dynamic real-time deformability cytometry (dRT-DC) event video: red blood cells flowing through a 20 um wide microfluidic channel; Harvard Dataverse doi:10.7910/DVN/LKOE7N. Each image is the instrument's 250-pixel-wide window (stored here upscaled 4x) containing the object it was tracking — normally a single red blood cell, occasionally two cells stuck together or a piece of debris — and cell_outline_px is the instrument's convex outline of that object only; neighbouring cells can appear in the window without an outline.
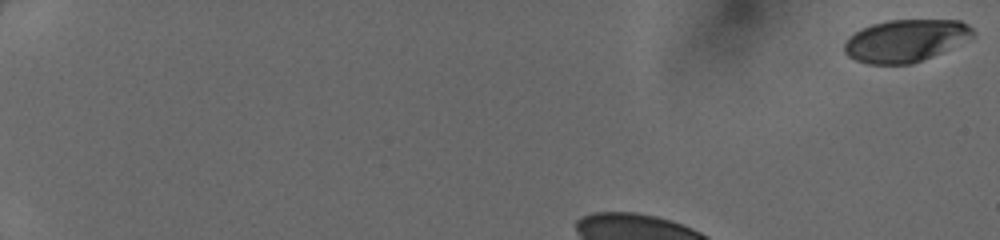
{"species": "human", "species_latin": "Homo sapiens", "temperature_condition": "cold", "stored_images_in_passage": 36, "camera_frame_rate_fps": 3000, "um_per_image_px": 0.085, "donor": {"sex": "female"}, "frame": {"image": 1, "passage_image": 1, "time_ms": 0.0, "image_size_px": [1000, 240], "cell_outline_px": [[976, 36], [932, 56], [912, 64], [868, 64], [856, 60], [848, 56], [844, 52], [844, 44], [856, 32], [872, 24], [888, 20], [960, 20], [968, 24], [976, 32]], "centroid_in_image_um": [77.01, 3.45], "position_along_channel_um": 8.0, "area_um2": 31.56}}
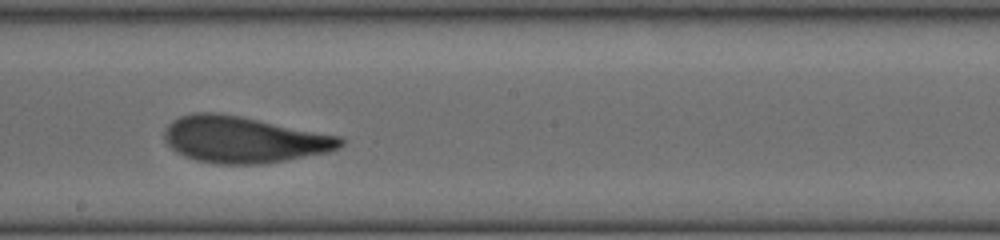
{"frame": {"image": 2, "passage_image": 23, "time_ms": 7.333, "image_size_px": [1000, 240], "cell_outline_px": [[344, 144], [340, 148], [328, 152], [288, 160], [260, 164], [216, 164], [196, 160], [184, 156], [176, 152], [164, 140], [164, 132], [168, 124], [172, 120], [180, 116], [192, 112], [216, 112], [240, 116], [344, 136]], "centroid_in_image_um": [20.74, 11.86], "position_along_channel_um": 227.5, "area_um2": 48.09}}
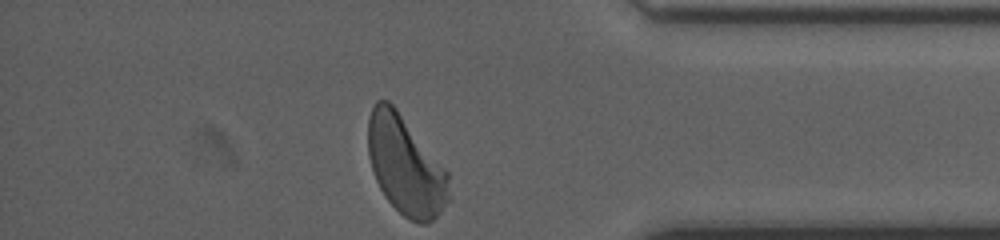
{"frame": {"image": 3, "passage_image": 36, "time_ms": 11.667, "image_size_px": [1000, 240], "cell_outline_px": [[452, 200], [428, 224], [420, 224], [408, 220], [384, 196], [376, 180], [368, 156], [368, 120], [372, 108], [376, 100], [388, 100], [396, 108], [448, 172], [452, 196]], "centroid_in_image_um": [34.5, 14.11], "position_along_channel_um": 400.7, "area_um2": 46.7}}